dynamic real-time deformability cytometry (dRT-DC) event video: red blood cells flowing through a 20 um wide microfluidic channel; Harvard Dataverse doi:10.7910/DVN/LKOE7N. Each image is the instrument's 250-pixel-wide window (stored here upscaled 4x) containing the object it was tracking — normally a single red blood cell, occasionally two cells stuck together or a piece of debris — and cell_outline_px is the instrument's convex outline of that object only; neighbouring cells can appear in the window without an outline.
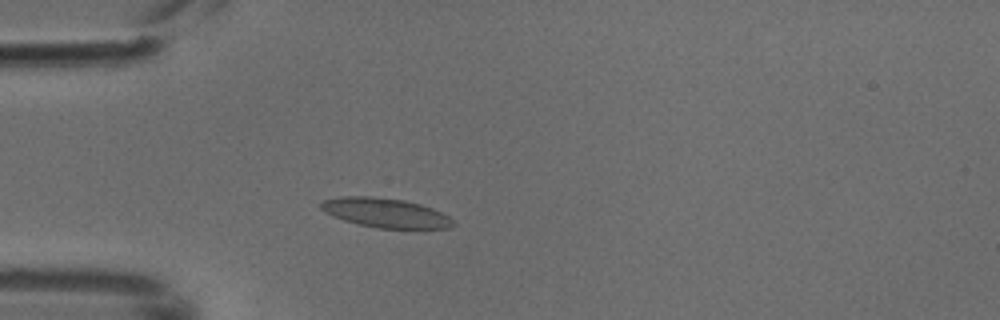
{"species": "common noctule bat (a hibernating species)", "species_latin": "Nyctalus noctula", "temperature_condition": "cold", "stored_images_in_passage": 2, "camera_frame_rate_fps": 3000, "um_per_image_px": 0.085, "animal": {"sex": "male", "body_mass_g": 18.8}, "frame": {"image": 1, "passage_image": 2, "time_ms": 0.333, "image_size_px": [1000, 320], "cell_outline_px": [[456, 224], [448, 228], [380, 228], [360, 224], [344, 220], [332, 216], [324, 212], [320, 208], [320, 200], [340, 196], [372, 196], [404, 200], [420, 204], [432, 208], [448, 216]], "centroid_in_image_um": [32.71, 18.07], "position_along_channel_um": 52.3, "area_um2": 22.6}}